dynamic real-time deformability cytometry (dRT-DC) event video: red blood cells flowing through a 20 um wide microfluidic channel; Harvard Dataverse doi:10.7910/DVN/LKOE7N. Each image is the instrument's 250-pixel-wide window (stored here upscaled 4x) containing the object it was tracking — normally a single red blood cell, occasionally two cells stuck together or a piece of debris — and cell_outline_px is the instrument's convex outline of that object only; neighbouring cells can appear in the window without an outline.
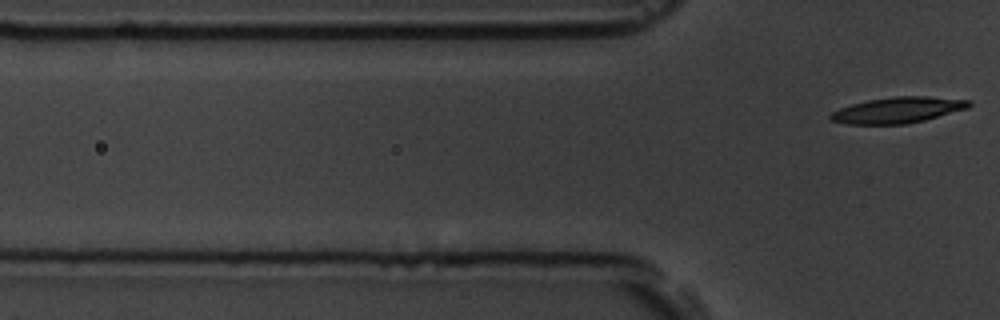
{"species": "common noctule bat (a hibernating species)", "species_latin": "Nyctalus noctula", "temperature_condition": "room temperature", "stored_images_in_passage": 6, "segment_of_instrument_passage": [2, 2], "camera_frame_rate_fps": 3000, "um_per_image_px": 0.085, "animal": {"sex": "male", "body_mass_g": 19.5, "forearm_length_mm": 54.6}, "frame": {"image": 1, "passage_image": 6, "time_ms": 5.667, "image_size_px": [1000, 320], "cell_outline_px": [[972, 104], [968, 108], [924, 120], [908, 124], [848, 124], [828, 120], [828, 116], [832, 112], [840, 108], [852, 104], [868, 100], [892, 96], [928, 96], [972, 100]], "centroid_in_image_um": [76.31, 9.35], "position_along_channel_um": 49.5, "area_um2": 21.04}}